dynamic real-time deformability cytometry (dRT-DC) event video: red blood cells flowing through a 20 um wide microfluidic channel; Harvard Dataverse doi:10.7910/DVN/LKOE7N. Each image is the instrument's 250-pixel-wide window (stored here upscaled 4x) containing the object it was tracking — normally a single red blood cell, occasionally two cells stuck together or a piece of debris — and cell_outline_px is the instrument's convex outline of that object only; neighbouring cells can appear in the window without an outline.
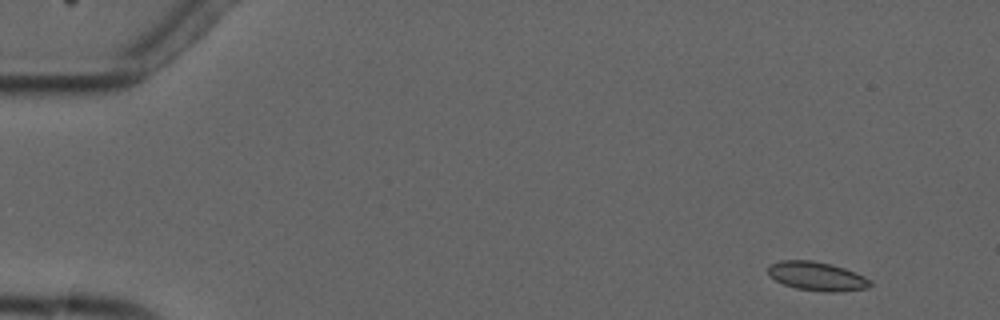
{"species": "common noctule bat (a hibernating species)", "species_latin": "Nyctalus noctula", "temperature_condition": "cold", "stored_images_in_passage": 5, "camera_frame_rate_fps": 3000, "um_per_image_px": 0.085, "animal": {"sex": "male", "forearm_length_mm": 52.5}, "frame": {"image": 1, "passage_image": 1, "time_ms": 0.0, "image_size_px": [1000, 320], "cell_outline_px": [[872, 284], [868, 288], [840, 292], [824, 292], [796, 288], [784, 284], [776, 280], [768, 272], [768, 268], [772, 264], [780, 260], [812, 260], [832, 264], [844, 268], [864, 276], [872, 280]], "centroid_in_image_um": [69.49, 23.48], "position_along_channel_um": 15.5, "area_um2": 17.17}}
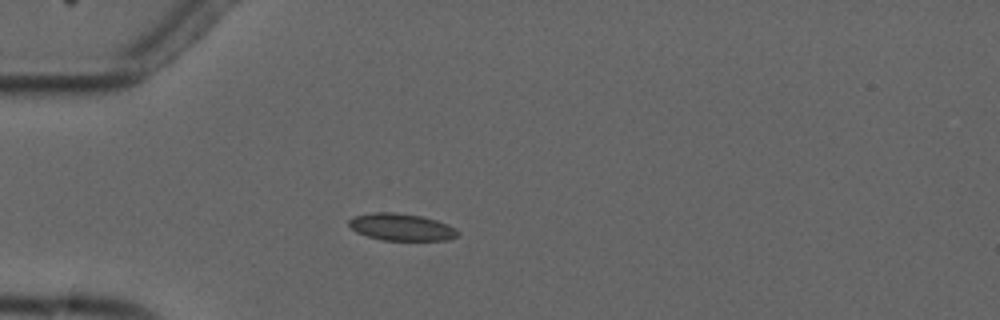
{"frame": {"image": 2, "passage_image": 4, "time_ms": 3.667, "image_size_px": [1000, 320], "cell_outline_px": [[460, 232], [456, 236], [448, 240], [380, 240], [356, 232], [348, 224], [348, 220], [356, 216], [372, 212], [396, 212], [420, 216], [436, 220], [448, 224]], "centroid_in_image_um": [34.11, 19.3], "position_along_channel_um": 50.9, "area_um2": 17.11}}